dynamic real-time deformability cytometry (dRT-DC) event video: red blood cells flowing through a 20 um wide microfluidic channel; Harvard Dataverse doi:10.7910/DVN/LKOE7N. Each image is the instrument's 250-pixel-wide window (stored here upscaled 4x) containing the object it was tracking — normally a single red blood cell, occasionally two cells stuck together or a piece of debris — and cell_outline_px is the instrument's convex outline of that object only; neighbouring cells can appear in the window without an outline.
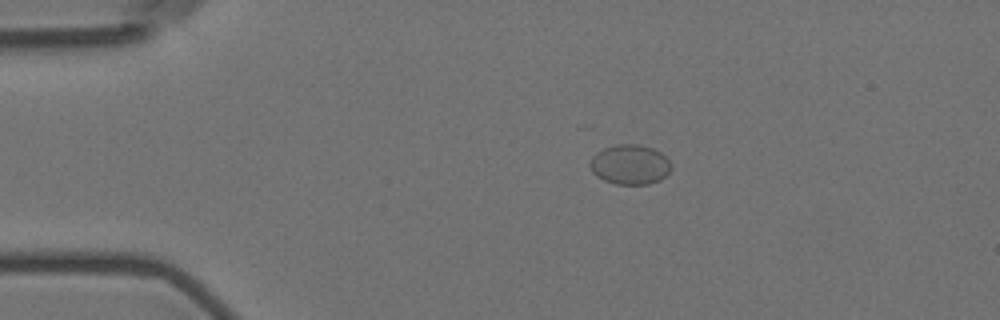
{"species": "Egyptian fruit bat (a non-hibernating species)", "species_latin": "Rousettus aegyptiacus", "temperature_condition": "room temperature", "stored_images_in_passage": 15, "camera_frame_rate_fps": 3000, "um_per_image_px": 0.085, "animal": {"sex": "female"}, "frame": {"image": 1, "passage_image": 1, "time_ms": 0.0, "image_size_px": [1000, 320], "cell_outline_px": [[668, 172], [660, 180], [648, 184], [616, 184], [604, 180], [592, 172], [592, 156], [596, 152], [604, 148], [620, 144], [640, 144], [652, 148], [660, 152], [668, 160]], "centroid_in_image_um": [53.53, 13.98], "position_along_channel_um": 31.5, "area_um2": 18.38}}
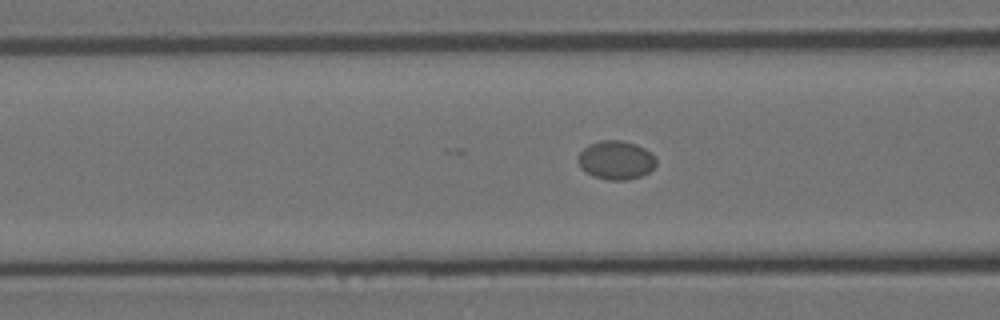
{"frame": {"image": 2, "passage_image": 12, "time_ms": 3.667, "image_size_px": [1000, 320], "cell_outline_px": [[656, 164], [648, 172], [640, 176], [628, 180], [608, 180], [592, 176], [584, 172], [580, 168], [576, 160], [576, 156], [588, 144], [600, 140], [624, 140], [636, 144], [644, 148], [656, 160]], "centroid_in_image_um": [52.28, 13.61], "position_along_channel_um": 114.3, "area_um2": 17.8}}
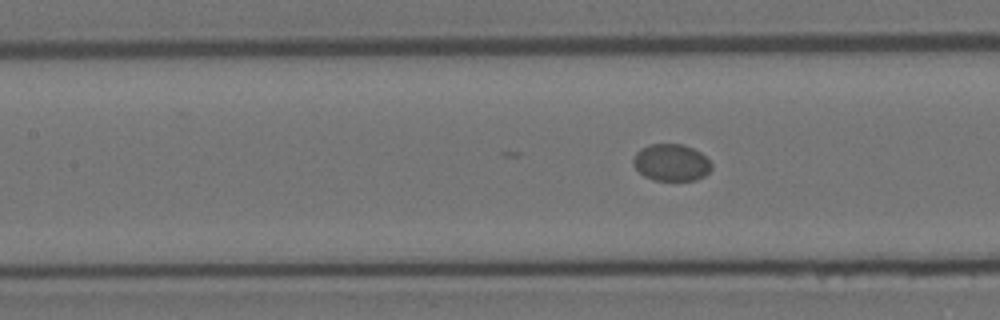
{"frame": {"image": 3, "passage_image": 15, "time_ms": 4.667, "image_size_px": [1000, 320], "cell_outline_px": [[712, 168], [704, 176], [696, 180], [652, 180], [644, 176], [632, 164], [632, 160], [636, 152], [640, 148], [648, 144], [684, 144], [700, 152], [712, 164]], "centroid_in_image_um": [57.03, 13.81], "position_along_channel_um": 150.4, "area_um2": 16.94}}